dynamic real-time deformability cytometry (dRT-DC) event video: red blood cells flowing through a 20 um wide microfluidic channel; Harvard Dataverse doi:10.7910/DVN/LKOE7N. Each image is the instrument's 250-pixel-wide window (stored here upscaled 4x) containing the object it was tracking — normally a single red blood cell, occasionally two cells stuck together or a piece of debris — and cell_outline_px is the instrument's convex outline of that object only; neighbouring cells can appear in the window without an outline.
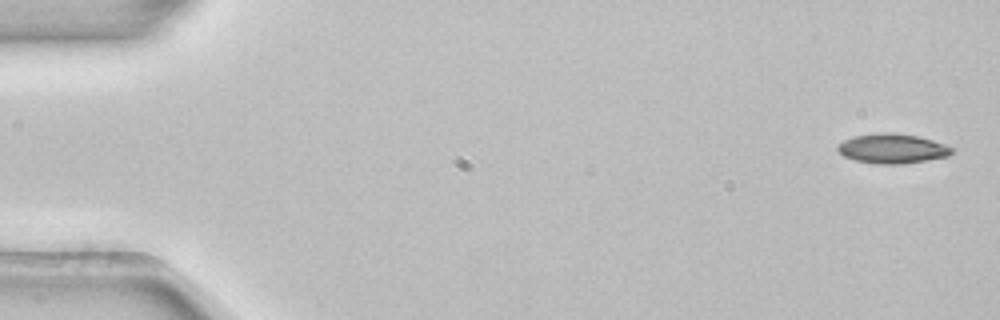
{"species": "common noctule bat (a hibernating species)", "species_latin": "Nyctalus noctula", "temperature_condition": "room temperature", "stored_images_in_passage": 6, "camera_frame_rate_fps": 3000, "um_per_image_px": 0.085, "animal": {"sex": "female", "body_mass_g": 22.7, "forearm_length_mm": 54.2}, "frame": {"image": 1, "passage_image": 1, "time_ms": 0.0, "image_size_px": [1000, 320], "cell_outline_px": [[956, 148], [948, 156], [928, 160], [896, 164], [872, 164], [856, 160], [844, 156], [836, 148], [836, 144], [852, 136], [884, 132], [888, 132], [916, 136], [932, 140]], "centroid_in_image_um": [75.83, 12.63], "position_along_channel_um": 9.2, "area_um2": 19.71}}
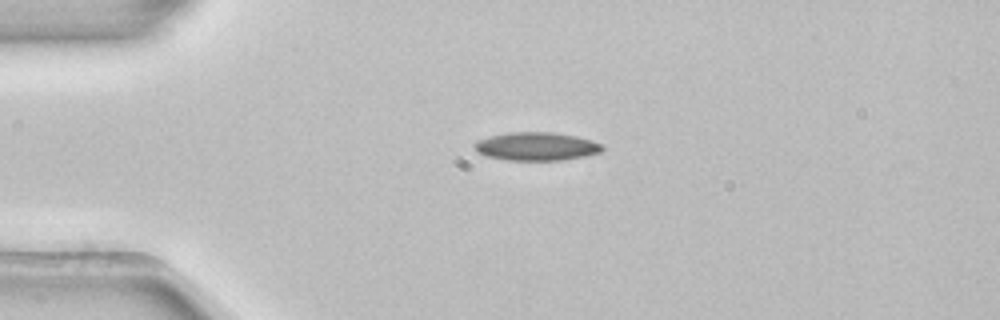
{"frame": {"image": 2, "passage_image": 4, "time_ms": 1.0, "image_size_px": [1000, 320], "cell_outline_px": [[604, 148], [600, 152], [584, 156], [560, 160], [508, 160], [484, 156], [476, 152], [472, 144], [480, 140], [492, 136], [508, 132], [552, 132], [576, 136], [592, 140], [600, 144]], "centroid_in_image_um": [45.56, 12.44], "position_along_channel_um": 39.4, "area_um2": 20.98}}